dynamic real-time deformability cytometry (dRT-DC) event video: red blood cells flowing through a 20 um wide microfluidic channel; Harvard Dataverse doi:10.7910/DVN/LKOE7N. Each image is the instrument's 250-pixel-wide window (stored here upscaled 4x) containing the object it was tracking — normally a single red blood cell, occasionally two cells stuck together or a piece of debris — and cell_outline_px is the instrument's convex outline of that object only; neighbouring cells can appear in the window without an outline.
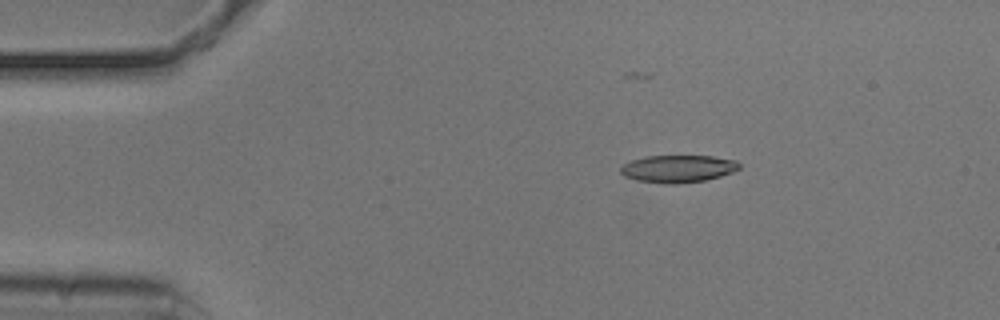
{"species": "common noctule bat (a hibernating species)", "species_latin": "Nyctalus noctula", "temperature_condition": "cold", "stored_images_in_passage": 25, "camera_frame_rate_fps": 3000, "um_per_image_px": 0.085, "animal": {"sex": "male", "body_mass_g": 20.5, "forearm_length_mm": 52.5}, "frame": {"image": 1, "passage_image": 1, "time_ms": 0.0, "image_size_px": [1000, 320], "cell_outline_px": [[740, 168], [732, 172], [720, 176], [704, 180], [676, 184], [664, 184], [636, 180], [624, 176], [620, 172], [620, 168], [624, 164], [632, 160], [644, 156], [712, 156], [736, 160], [740, 164]], "centroid_in_image_um": [57.61, 14.34], "position_along_channel_um": 27.4, "area_um2": 18.96}}
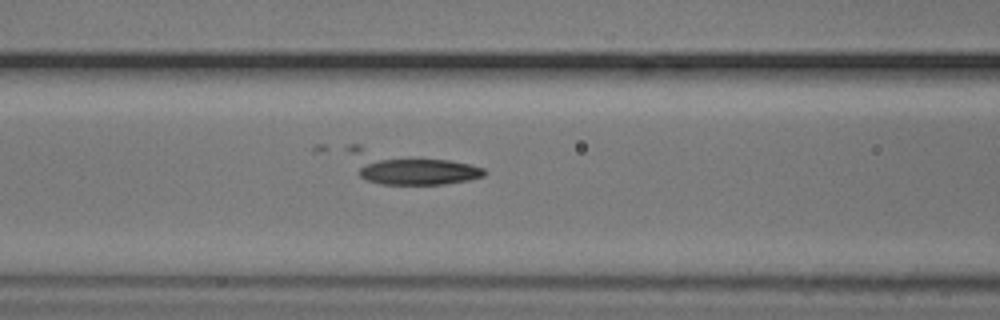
{"frame": {"image": 2, "passage_image": 14, "time_ms": 4.333, "image_size_px": [1000, 320], "cell_outline_px": [[488, 172], [484, 176], [468, 180], [444, 184], [380, 184], [364, 180], [360, 176], [344, 148], [348, 144], [360, 144], [448, 160], [468, 164], [484, 168]], "centroid_in_image_um": [34.66, 14.21], "position_along_channel_um": 131.9, "area_um2": 26.3}}
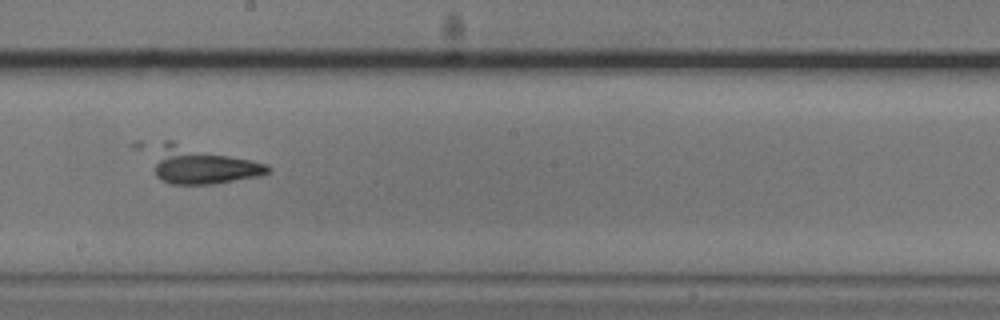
{"frame": {"image": 3, "passage_image": 22, "time_ms": 7.0, "image_size_px": [1000, 320], "cell_outline_px": [[272, 168], [268, 172], [260, 176], [212, 184], [168, 184], [160, 180], [156, 176], [156, 164], [160, 144], [164, 140], [172, 140], [268, 164]], "centroid_in_image_um": [17.24, 14.05], "position_along_channel_um": 231.0, "area_um2": 24.68}}